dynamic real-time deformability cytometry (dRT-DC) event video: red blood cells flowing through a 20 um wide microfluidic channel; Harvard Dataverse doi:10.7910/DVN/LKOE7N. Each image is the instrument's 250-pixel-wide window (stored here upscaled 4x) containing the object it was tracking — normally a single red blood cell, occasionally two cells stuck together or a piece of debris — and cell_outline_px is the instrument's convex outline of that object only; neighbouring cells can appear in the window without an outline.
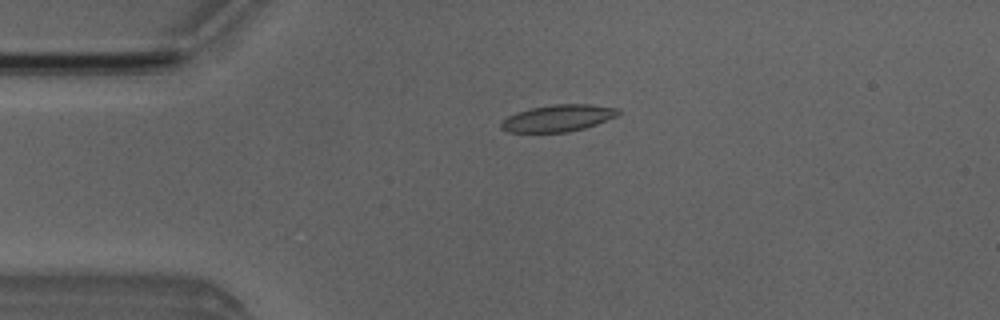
{"species": "Egyptian fruit bat (a non-hibernating species)", "species_latin": "Rousettus aegyptiacus", "temperature_condition": "room temperature", "stored_images_in_passage": 8, "camera_frame_rate_fps": 3000, "um_per_image_px": 0.085, "animal": {"sex": "male"}, "frame": {"image": 1, "passage_image": 4, "time_ms": 3.333, "image_size_px": [1000, 320], "cell_outline_px": [[620, 112], [616, 116], [596, 124], [584, 128], [564, 132], [508, 132], [500, 128], [500, 124], [508, 116], [516, 112], [528, 108], [552, 104], [592, 104], [620, 108]], "centroid_in_image_um": [47.42, 10.02], "position_along_channel_um": 37.6, "area_um2": 18.32}}
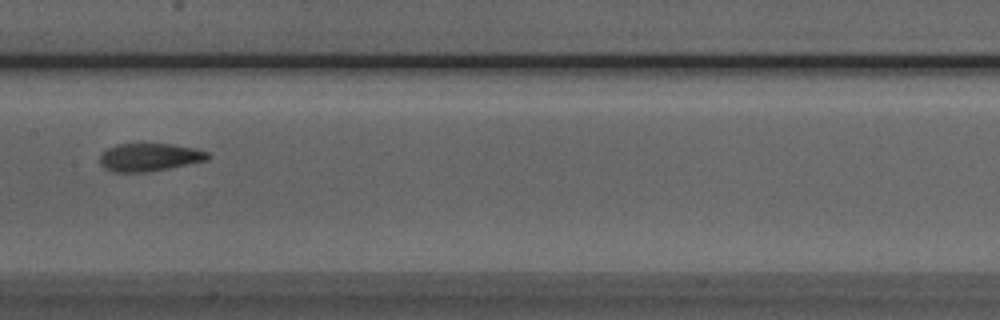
{"frame": {"image": 2, "passage_image": 8, "time_ms": 8.0, "image_size_px": [1000, 320], "cell_outline_px": [[212, 156], [208, 160], [148, 172], [112, 172], [104, 168], [100, 164], [100, 156], [108, 148], [116, 144], [172, 144], [196, 148], [208, 152]], "centroid_in_image_um": [12.72, 13.36], "position_along_channel_um": 194.7, "area_um2": 17.63}}